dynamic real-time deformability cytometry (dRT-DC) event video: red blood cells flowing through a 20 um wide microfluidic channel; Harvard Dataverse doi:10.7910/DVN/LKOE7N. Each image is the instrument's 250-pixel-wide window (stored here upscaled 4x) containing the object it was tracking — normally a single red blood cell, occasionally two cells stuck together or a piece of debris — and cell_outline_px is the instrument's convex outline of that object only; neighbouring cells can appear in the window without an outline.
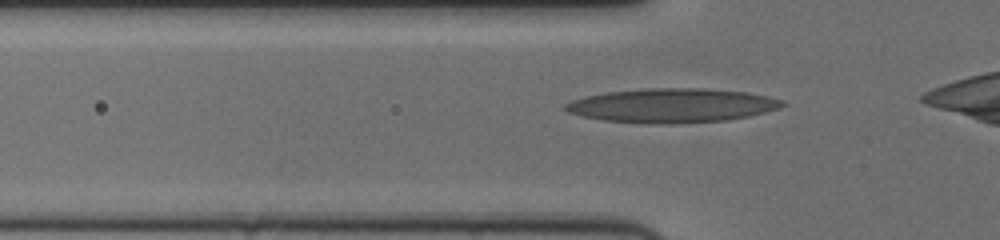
{"species": "human", "species_latin": "Homo sapiens", "temperature_condition": "cold", "stored_images_in_passage": 35, "camera_frame_rate_fps": 3000, "um_per_image_px": 0.085, "donor": {"sex": "female"}, "frame": {"image": 1, "passage_image": 3, "time_ms": 0.667, "image_size_px": [1000, 240], "cell_outline_px": [[784, 104], [780, 108], [748, 116], [728, 120], [676, 124], [648, 124], [604, 120], [580, 116], [568, 112], [564, 108], [564, 104], [572, 100], [584, 96], [608, 92], [644, 88], [704, 88], [744, 92], [768, 96], [784, 100]], "centroid_in_image_um": [57.09, 8.97], "position_along_channel_um": 68.7, "area_um2": 43.35}}
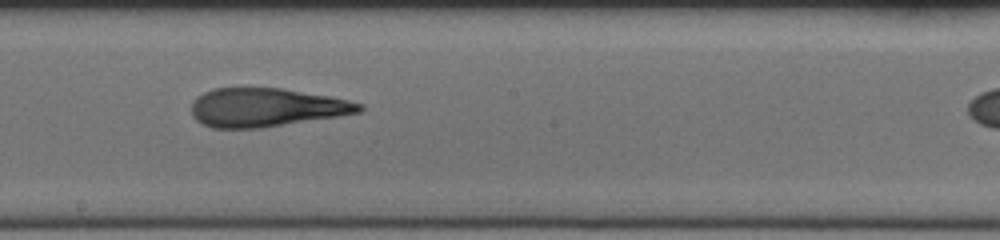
{"frame": {"image": 2, "passage_image": 16, "time_ms": 5.0, "image_size_px": [1000, 240], "cell_outline_px": [[364, 108], [360, 112], [340, 116], [260, 128], [212, 128], [196, 120], [192, 116], [192, 100], [196, 96], [212, 88], [280, 88], [328, 96], [348, 100], [364, 104]], "centroid_in_image_um": [22.61, 9.13], "position_along_channel_um": 225.6, "area_um2": 37.74}}
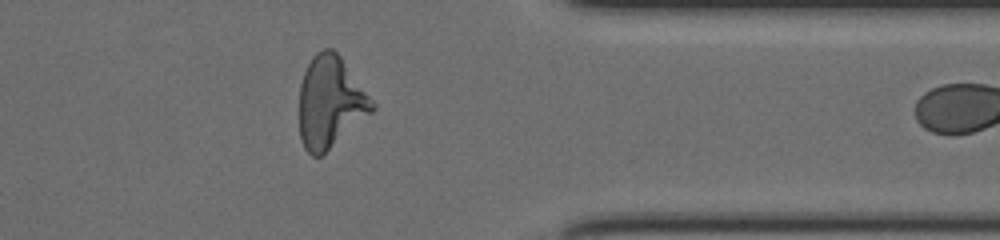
{"frame": {"image": 3, "passage_image": 30, "time_ms": 9.667, "image_size_px": [1000, 240], "cell_outline_px": [[376, 108], [372, 112], [320, 156], [312, 156], [304, 148], [300, 140], [300, 84], [304, 72], [312, 56], [316, 52], [324, 48], [332, 48], [340, 56], [376, 104]], "centroid_in_image_um": [28.06, 8.67], "position_along_channel_um": 383.3, "area_um2": 38.49}, "authors_computed_cell_mechanics": {"area_um2": 38.0902, "velocity_mm_per_s": 3.6396, "shape_relaxation_time_tau1_ms": 8.6356, "shape_relaxation_time_tau2_ms": 2.3412, "deformation_change_tau1": 0.2975, "deformation_change_tau2": 0.1263}}